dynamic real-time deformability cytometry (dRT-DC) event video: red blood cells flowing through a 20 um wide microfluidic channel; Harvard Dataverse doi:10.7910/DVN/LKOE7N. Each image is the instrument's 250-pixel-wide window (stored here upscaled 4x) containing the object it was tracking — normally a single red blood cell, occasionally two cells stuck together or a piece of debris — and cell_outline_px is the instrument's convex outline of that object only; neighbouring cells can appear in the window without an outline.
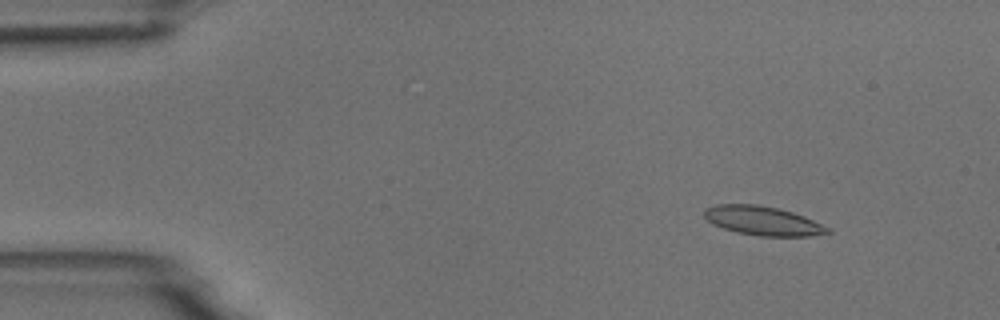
{"species": "common noctule bat (a hibernating species)", "species_latin": "Nyctalus noctula", "temperature_condition": "room temperature", "stored_images_in_passage": 4, "camera_frame_rate_fps": 3000, "um_per_image_px": 0.085, "animal": {"sex": "male", "body_mass_g": 18.8}, "frame": {"image": 1, "passage_image": 2, "time_ms": 1.333, "image_size_px": [1000, 320], "cell_outline_px": [[832, 232], [808, 236], [760, 236], [736, 232], [712, 224], [704, 216], [704, 208], [716, 204], [756, 204], [776, 208], [792, 212], [804, 216], [832, 228]], "centroid_in_image_um": [64.84, 18.76], "position_along_channel_um": 20.2, "area_um2": 20.92}}
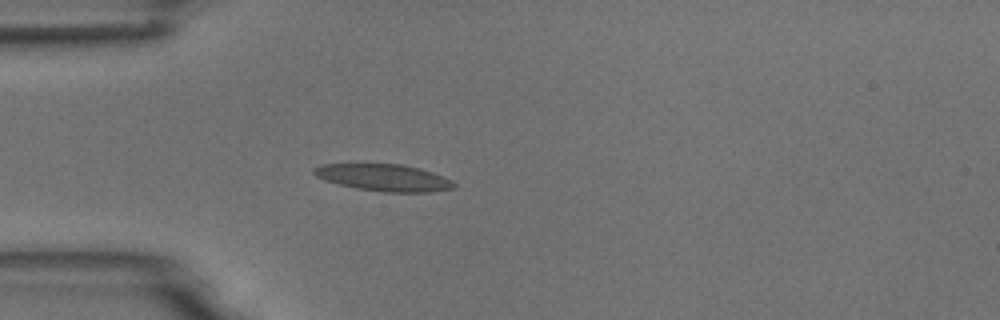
{"frame": {"image": 2, "passage_image": 4, "time_ms": 4.333, "image_size_px": [1000, 320], "cell_outline_px": [[456, 188], [428, 192], [384, 192], [356, 188], [324, 180], [316, 176], [312, 172], [312, 168], [320, 164], [400, 164], [420, 168], [444, 176], [452, 180], [456, 184]], "centroid_in_image_um": [32.63, 15.09], "position_along_channel_um": 52.4, "area_um2": 22.02}}